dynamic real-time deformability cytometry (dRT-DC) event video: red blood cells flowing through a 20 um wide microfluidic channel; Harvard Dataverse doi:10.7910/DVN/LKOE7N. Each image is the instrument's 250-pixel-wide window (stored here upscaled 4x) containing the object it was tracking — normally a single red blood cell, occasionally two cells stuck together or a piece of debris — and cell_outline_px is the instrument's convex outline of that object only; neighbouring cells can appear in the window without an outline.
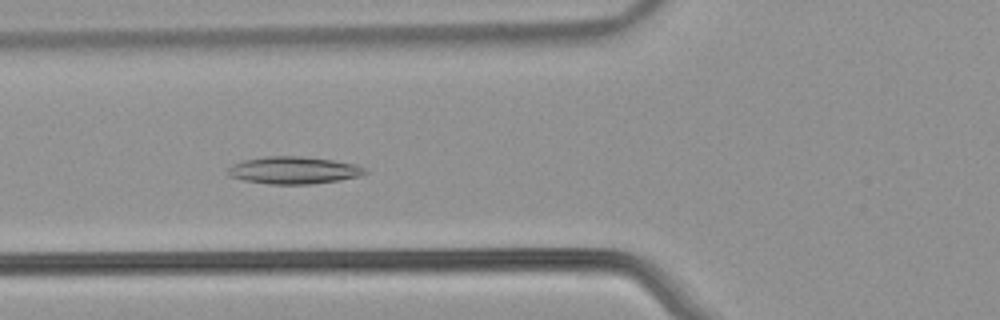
{"species": "common noctule bat (a hibernating species)", "species_latin": "Nyctalus noctula", "temperature_condition": "warm", "stored_images_in_passage": 55, "camera_frame_rate_fps": 3000, "um_per_image_px": 0.085, "animal": {"sex": "male", "body_mass_g": 21.5, "forearm_length_mm": 52.0}, "frame": {"image": 1, "passage_image": 21, "time_ms": 6.667, "image_size_px": [1000, 320], "cell_outline_px": [[368, 172], [360, 176], [340, 180], [312, 184], [268, 184], [244, 180], [228, 176], [224, 172], [232, 164], [244, 160], [264, 156], [300, 156], [332, 160], [356, 164], [368, 168]], "centroid_in_image_um": [24.96, 14.47], "position_along_channel_um": 100.8, "area_um2": 22.08}}
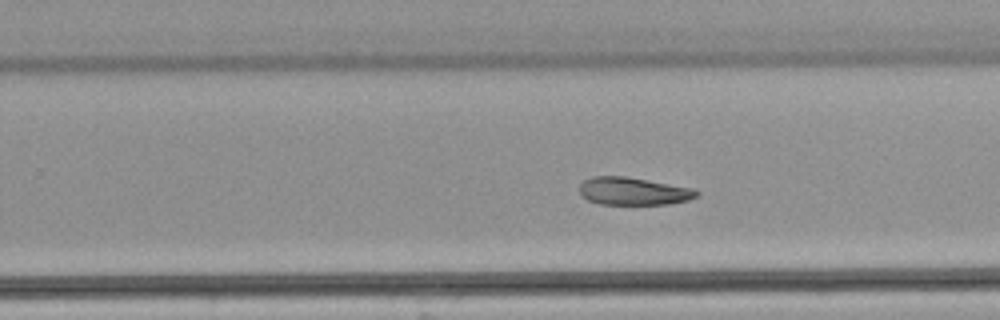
{"frame": {"image": 2, "passage_image": 35, "time_ms": 11.333, "image_size_px": [1000, 320], "cell_outline_px": [[700, 192], [696, 196], [688, 200], [668, 204], [600, 204], [588, 200], [580, 196], [580, 184], [584, 180], [592, 176], [624, 176], [696, 188]], "centroid_in_image_um": [53.84, 16.25], "position_along_channel_um": 276.0, "area_um2": 19.02}}
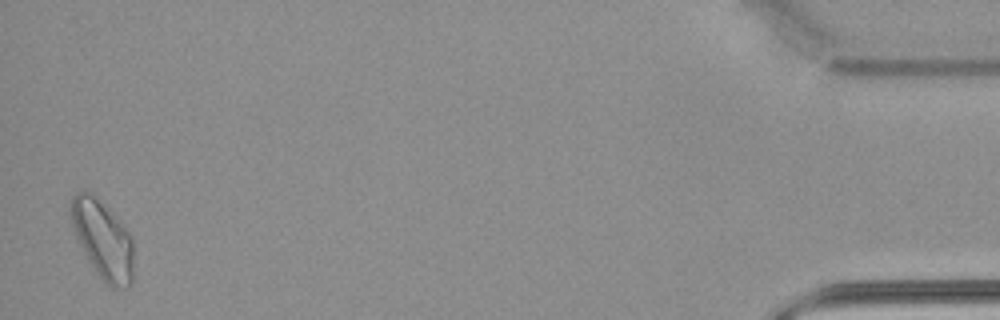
{"frame": {"image": 3, "passage_image": 54, "time_ms": 17.667, "image_size_px": [1000, 320], "cell_outline_px": [[132, 284], [128, 288], [112, 288], [96, 272], [88, 260], [76, 240], [68, 212], [68, 208], [72, 196], [76, 192], [92, 192], [128, 232], [132, 240]], "centroid_in_image_um": [8.68, 20.36], "position_along_channel_um": 426.5, "area_um2": 28.44}}